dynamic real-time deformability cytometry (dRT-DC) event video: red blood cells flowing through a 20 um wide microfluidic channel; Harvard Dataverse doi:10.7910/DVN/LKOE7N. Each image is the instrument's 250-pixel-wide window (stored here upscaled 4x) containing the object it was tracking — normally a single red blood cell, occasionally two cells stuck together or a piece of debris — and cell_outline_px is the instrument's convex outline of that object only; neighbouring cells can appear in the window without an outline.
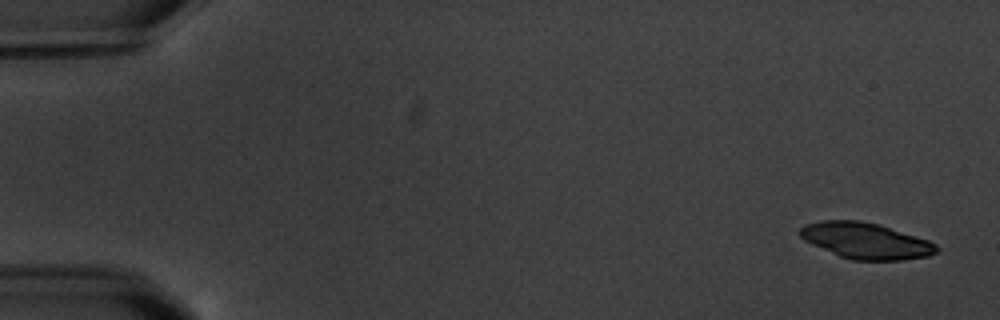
{"species": "common noctule bat (a hibernating species)", "species_latin": "Nyctalus noctula", "temperature_condition": "warm", "stored_images_in_passage": 11, "camera_frame_rate_fps": 3000, "um_per_image_px": 0.085, "animal": {"sex": "male", "body_mass_g": 20.1, "forearm_length_mm": 53.5}, "frame": {"image": 1, "passage_image": 1, "time_ms": 0.0, "image_size_px": [1000, 320], "cell_outline_px": [[940, 248], [936, 252], [928, 256], [904, 260], [852, 260], [840, 256], [812, 244], [804, 240], [796, 232], [804, 224], [820, 220], [860, 220], [880, 224], [928, 240], [936, 244]], "centroid_in_image_um": [73.57, 20.45], "position_along_channel_um": 11.4, "area_um2": 28.84}}